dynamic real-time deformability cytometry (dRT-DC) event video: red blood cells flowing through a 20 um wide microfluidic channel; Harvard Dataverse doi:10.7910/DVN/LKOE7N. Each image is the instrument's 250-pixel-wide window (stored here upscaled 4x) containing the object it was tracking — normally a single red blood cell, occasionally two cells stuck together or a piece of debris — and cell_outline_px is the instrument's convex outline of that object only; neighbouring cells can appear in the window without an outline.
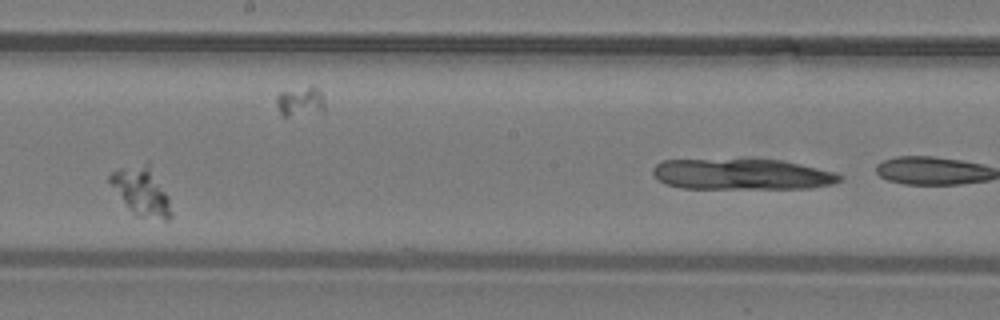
{"species": "common noctule bat (a hibernating species)", "species_latin": "Nyctalus noctula", "temperature_condition": "warm", "stored_images_in_passage": 12, "segment_of_instrument_passage": [2, 2], "camera_frame_rate_fps": 3000, "um_per_image_px": 0.085, "animal": {"sex": "male", "body_mass_g": 19.2, "forearm_length_mm": 51.8}, "frame": {"image": 1, "passage_image": 12, "time_ms": 3.667, "image_size_px": [1000, 320], "cell_outline_px": [[844, 176], [840, 180], [832, 184], [812, 188], [680, 188], [668, 184], [660, 180], [652, 172], [652, 168], [656, 164], [664, 160], [780, 160], [800, 164], [832, 172]], "centroid_in_image_um": [63.06, 14.82], "position_along_channel_um": 185.1, "area_um2": 33.06}}